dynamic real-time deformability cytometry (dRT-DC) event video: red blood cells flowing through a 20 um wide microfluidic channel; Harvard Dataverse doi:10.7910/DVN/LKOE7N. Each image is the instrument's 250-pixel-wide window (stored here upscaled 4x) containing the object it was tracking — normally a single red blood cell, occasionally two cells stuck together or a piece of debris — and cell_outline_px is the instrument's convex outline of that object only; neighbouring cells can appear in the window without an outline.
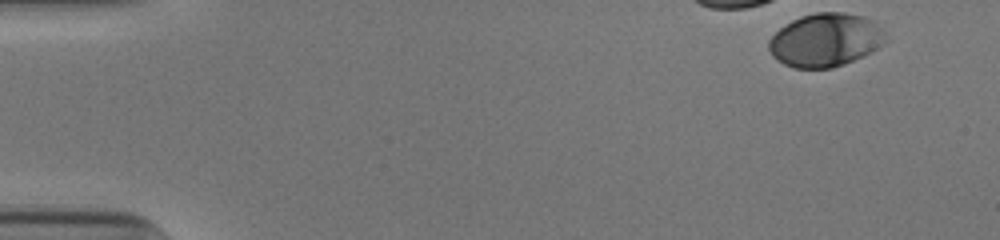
{"species": "human", "species_latin": "Homo sapiens", "temperature_condition": "cold", "stored_images_in_passage": 14, "camera_frame_rate_fps": 3000, "um_per_image_px": 0.085, "donor": {"sex": "male"}, "frame": {"image": 1, "passage_image": 1, "time_ms": 0.0, "image_size_px": [1000, 240], "cell_outline_px": [[888, 40], [884, 44], [872, 52], [844, 64], [832, 68], [792, 68], [776, 60], [772, 56], [768, 48], [768, 40], [780, 28], [792, 20], [800, 16], [816, 12], [844, 12], [864, 16], [872, 20], [884, 32]], "centroid_in_image_um": [70.16, 3.4], "position_along_channel_um": 14.8, "area_um2": 36.59}}